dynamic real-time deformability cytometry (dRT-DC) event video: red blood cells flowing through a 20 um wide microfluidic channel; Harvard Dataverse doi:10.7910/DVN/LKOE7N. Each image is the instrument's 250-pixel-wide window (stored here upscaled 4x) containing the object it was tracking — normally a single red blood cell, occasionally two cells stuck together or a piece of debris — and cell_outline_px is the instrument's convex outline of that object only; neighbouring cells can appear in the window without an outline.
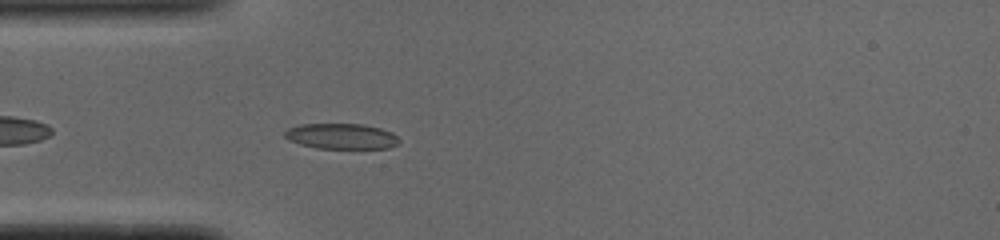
{"species": "common noctule bat (a hibernating species)", "species_latin": "Nyctalus noctula", "temperature_condition": "cold", "stored_images_in_passage": 32, "camera_frame_rate_fps": 3000, "um_per_image_px": 0.085, "animal": {"sex": "male", "body_mass_g": 19.0, "forearm_length_mm": 50.8}, "frame": {"image": 1, "passage_image": 4, "time_ms": 1.0, "image_size_px": [1000, 240], "cell_outline_px": [[400, 140], [396, 144], [388, 148], [316, 148], [300, 144], [288, 140], [284, 136], [284, 132], [288, 128], [300, 124], [364, 124], [380, 128], [392, 132]], "centroid_in_image_um": [28.99, 11.57], "position_along_channel_um": 56.0, "area_um2": 16.99}}
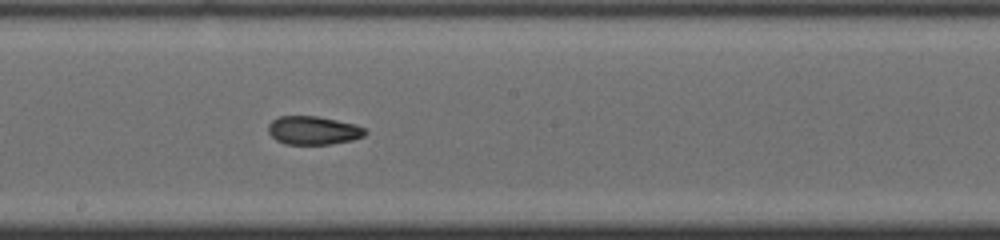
{"frame": {"image": 2, "passage_image": 17, "time_ms": 5.333, "image_size_px": [1000, 240], "cell_outline_px": [[368, 132], [364, 136], [352, 140], [332, 144], [284, 144], [276, 140], [268, 132], [268, 124], [272, 120], [280, 116], [316, 116], [336, 120], [352, 124], [364, 128]], "centroid_in_image_um": [26.61, 11.09], "position_along_channel_um": 221.6, "area_um2": 16.01}}
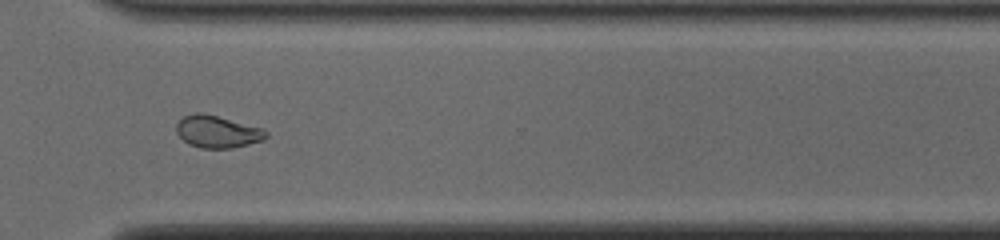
{"frame": {"image": 3, "passage_image": 27, "time_ms": 8.667, "image_size_px": [1000, 240], "cell_outline_px": [[268, 136], [264, 140], [232, 148], [200, 148], [188, 144], [176, 132], [176, 124], [184, 116], [196, 112], [204, 112], [260, 128], [268, 132]], "centroid_in_image_um": [18.46, 11.19], "position_along_channel_um": 352.1, "area_um2": 16.76}, "authors_computed_cell_mechanics": {"area_um2": 16.5597, "velocity_mm_per_s": 3.8916, "shape_relaxation_time_tau1_ms": null, "shape_relaxation_time_tau2_ms": 2.309, "deformation_change_tau1": null, "deformation_change_tau2": 0.077}}